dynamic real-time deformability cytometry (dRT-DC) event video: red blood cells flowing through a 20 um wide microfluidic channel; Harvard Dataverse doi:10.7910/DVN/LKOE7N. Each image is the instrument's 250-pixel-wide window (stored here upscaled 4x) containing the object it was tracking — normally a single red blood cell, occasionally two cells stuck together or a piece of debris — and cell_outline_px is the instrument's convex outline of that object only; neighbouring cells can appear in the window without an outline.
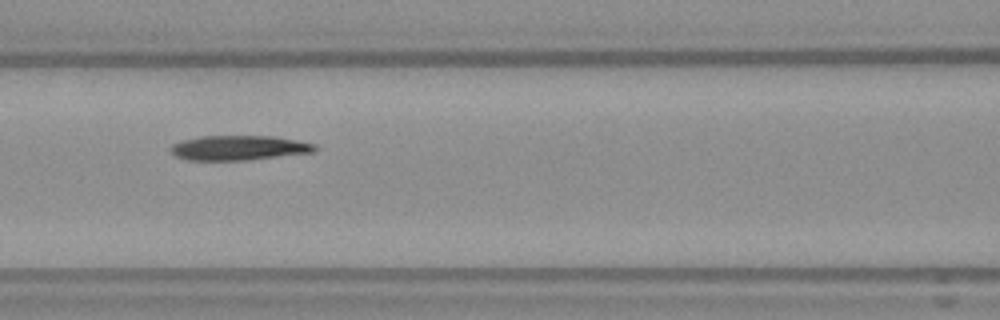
{"species": "Egyptian fruit bat (a non-hibernating species)", "species_latin": "Rousettus aegyptiacus", "temperature_condition": "warm", "stored_images_in_passage": 35, "camera_frame_rate_fps": 3000, "um_per_image_px": 0.085, "frame": {"image": 1, "passage_image": 11, "time_ms": 3.333, "image_size_px": [1000, 320], "cell_outline_px": [[316, 152], [248, 160], [188, 160], [176, 156], [172, 152], [172, 144], [184, 140], [200, 136], [272, 136], [296, 140], [316, 144]], "centroid_in_image_um": [20.34, 12.57], "position_along_channel_um": 146.3, "area_um2": 20.69}}